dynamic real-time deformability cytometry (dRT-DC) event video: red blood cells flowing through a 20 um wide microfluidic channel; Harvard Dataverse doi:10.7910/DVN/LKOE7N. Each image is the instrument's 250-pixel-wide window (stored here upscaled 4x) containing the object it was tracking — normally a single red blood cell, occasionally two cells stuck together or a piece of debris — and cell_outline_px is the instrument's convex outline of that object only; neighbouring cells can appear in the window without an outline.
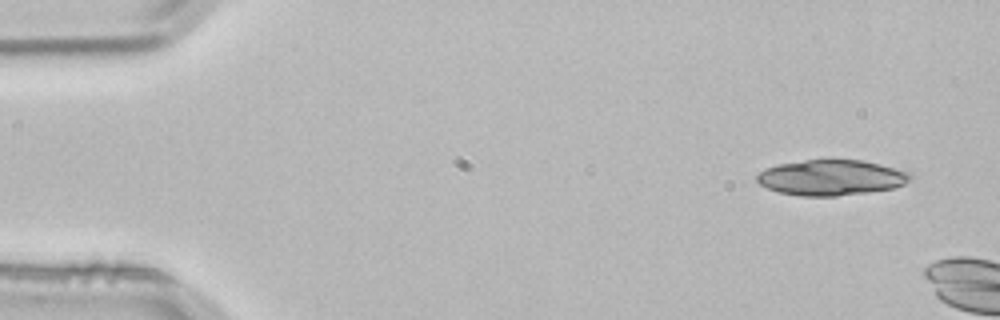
{"species": "common noctule bat (a hibernating species)", "species_latin": "Nyctalus noctula", "temperature_condition": "room temperature", "stored_images_in_passage": 2, "camera_frame_rate_fps": 3000, "um_per_image_px": 0.085, "animal": {"sex": "male", "body_mass_g": 21.5, "forearm_length_mm": 52.0}, "frame": {"image": 1, "passage_image": 1, "time_ms": 0.0, "image_size_px": [1000, 320], "cell_outline_px": [[912, 180], [904, 184], [892, 188], [868, 192], [836, 196], [800, 196], [780, 192], [768, 188], [760, 184], [756, 180], [756, 176], [764, 168], [780, 164], [808, 160], [864, 160], [880, 164], [908, 172], [912, 176]], "centroid_in_image_um": [70.66, 15.1], "position_along_channel_um": 14.3, "area_um2": 31.56}}